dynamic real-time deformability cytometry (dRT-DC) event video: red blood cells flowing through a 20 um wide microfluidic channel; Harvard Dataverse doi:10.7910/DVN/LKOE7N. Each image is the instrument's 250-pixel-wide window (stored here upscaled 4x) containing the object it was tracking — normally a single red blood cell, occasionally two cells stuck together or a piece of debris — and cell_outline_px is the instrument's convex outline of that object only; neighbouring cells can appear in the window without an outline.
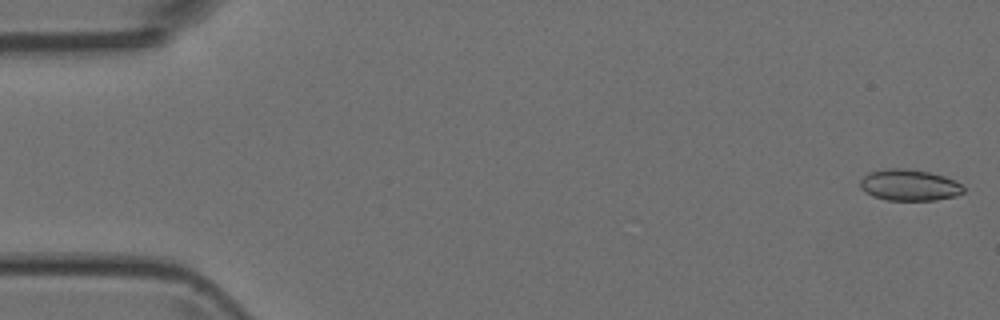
{"species": "Egyptian fruit bat (a non-hibernating species)", "species_latin": "Rousettus aegyptiacus", "temperature_condition": "room temperature", "stored_images_in_passage": 51, "camera_frame_rate_fps": 3000, "um_per_image_px": 0.085, "animal": {"sex": "female"}, "frame": {"image": 1, "passage_image": 1, "time_ms": 0.0, "image_size_px": [1000, 320], "cell_outline_px": [[964, 192], [956, 196], [936, 200], [888, 200], [872, 196], [864, 192], [860, 188], [860, 180], [868, 172], [888, 168], [904, 168], [928, 172], [944, 176], [956, 180], [964, 188]], "centroid_in_image_um": [77.28, 15.73], "position_along_channel_um": 7.7, "area_um2": 18.96}}
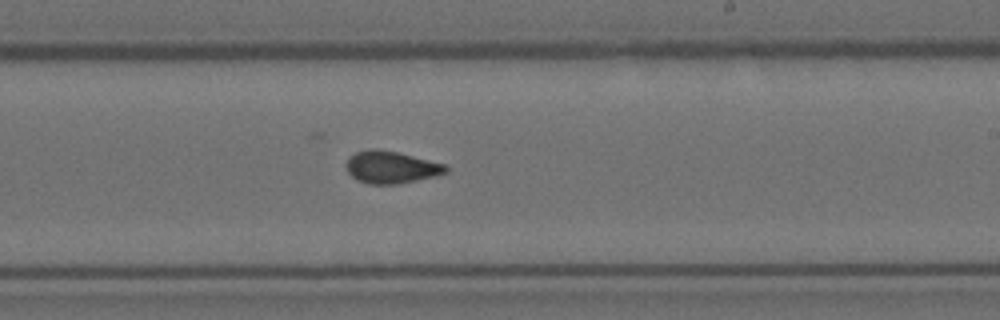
{"frame": {"image": 2, "passage_image": 30, "time_ms": 9.667, "image_size_px": [1000, 320], "cell_outline_px": [[448, 172], [436, 176], [396, 184], [368, 184], [356, 180], [348, 172], [348, 156], [356, 152], [372, 148], [396, 152], [444, 164], [448, 168]], "centroid_in_image_um": [33.24, 14.22], "position_along_channel_um": 255.8, "area_um2": 18.44}}
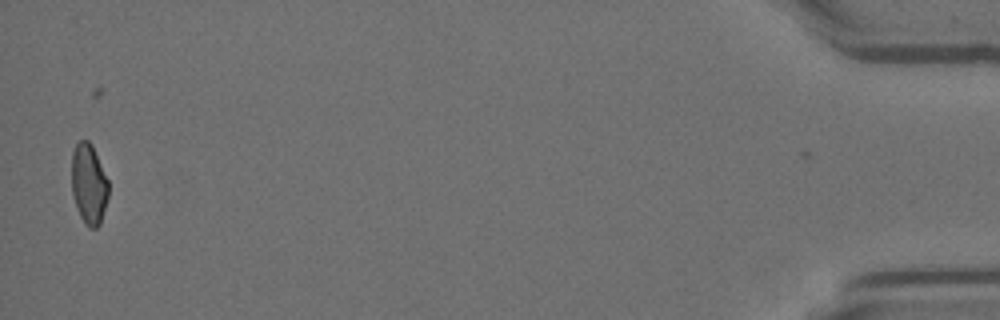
{"frame": {"image": 3, "passage_image": 50, "time_ms": 16.333, "image_size_px": [1000, 320], "cell_outline_px": [[108, 196], [100, 224], [96, 228], [88, 228], [80, 216], [76, 208], [72, 196], [72, 152], [76, 144], [80, 140], [88, 140], [92, 144], [108, 180]], "centroid_in_image_um": [7.54, 15.65], "position_along_channel_um": 427.7, "area_um2": 17.34}}